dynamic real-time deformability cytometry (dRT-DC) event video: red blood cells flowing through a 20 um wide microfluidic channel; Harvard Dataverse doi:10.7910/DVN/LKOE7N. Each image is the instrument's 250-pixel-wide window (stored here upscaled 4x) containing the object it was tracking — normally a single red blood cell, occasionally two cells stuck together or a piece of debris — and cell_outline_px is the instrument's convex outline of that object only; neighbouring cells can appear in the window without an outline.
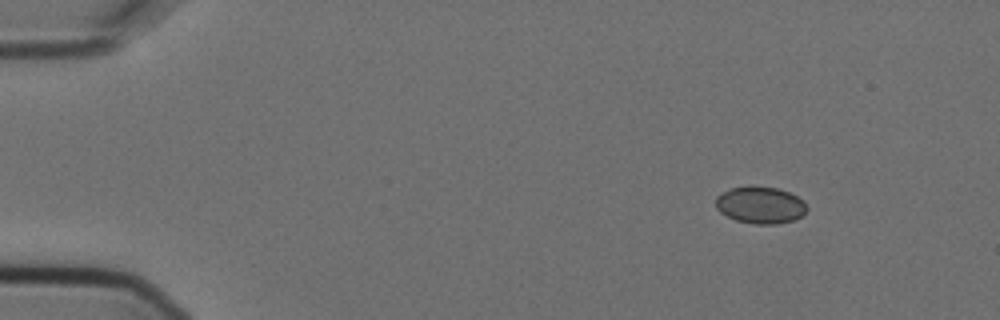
{"species": "Egyptian fruit bat (a non-hibernating species)", "species_latin": "Rousettus aegyptiacus", "temperature_condition": "cold", "stored_images_in_passage": 10, "camera_frame_rate_fps": 3000, "um_per_image_px": 0.085, "animal": {"sex": "female"}, "frame": {"image": 1, "passage_image": 1, "time_ms": 0.0, "image_size_px": [1000, 320], "cell_outline_px": [[808, 208], [796, 220], [776, 224], [756, 224], [736, 220], [720, 212], [716, 208], [716, 196], [720, 192], [728, 188], [752, 184], [780, 188], [804, 200]], "centroid_in_image_um": [64.61, 17.39], "position_along_channel_um": 20.4, "area_um2": 20.11}}
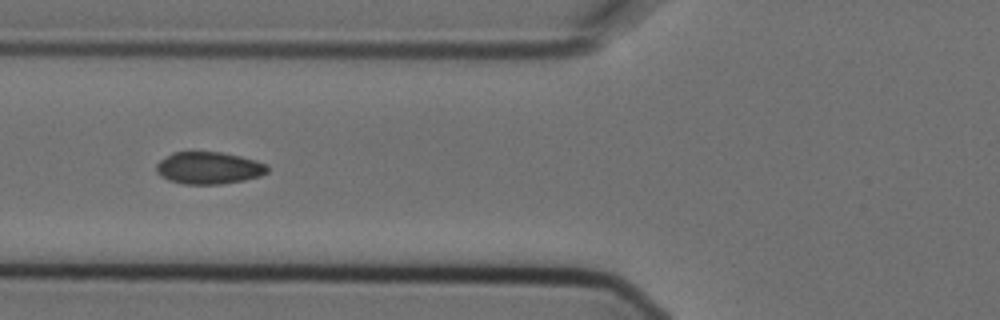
{"frame": {"image": 2, "passage_image": 5, "time_ms": 1.333, "image_size_px": [1000, 320], "cell_outline_px": [[268, 172], [260, 176], [244, 180], [220, 184], [184, 184], [168, 180], [160, 176], [156, 172], [156, 164], [160, 160], [172, 152], [220, 152], [240, 156], [256, 160], [268, 164]], "centroid_in_image_um": [17.74, 14.28], "position_along_channel_um": 108.1, "area_um2": 20.92}}
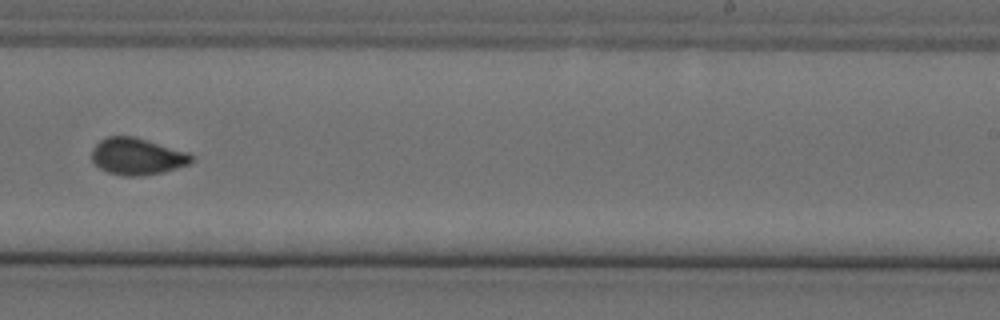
{"frame": {"image": 3, "passage_image": 9, "time_ms": 2.667, "image_size_px": [1000, 320], "cell_outline_px": [[192, 160], [188, 164], [176, 168], [160, 172], [140, 176], [124, 176], [108, 172], [100, 168], [92, 160], [92, 152], [96, 144], [100, 140], [108, 136], [136, 136], [188, 152], [192, 156]], "centroid_in_image_um": [11.64, 13.28], "position_along_channel_um": 277.4, "area_um2": 21.21}}